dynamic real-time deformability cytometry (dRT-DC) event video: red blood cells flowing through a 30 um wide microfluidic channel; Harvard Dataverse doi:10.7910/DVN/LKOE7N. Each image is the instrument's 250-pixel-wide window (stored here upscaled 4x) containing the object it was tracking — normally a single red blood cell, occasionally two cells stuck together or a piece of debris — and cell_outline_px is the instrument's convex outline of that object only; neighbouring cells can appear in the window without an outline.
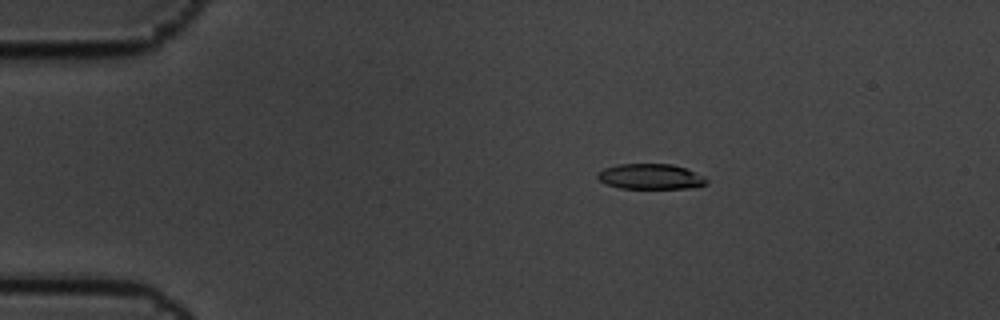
{"species": "common noctule bat (a hibernating species)", "species_latin": "Nyctalus noctula", "temperature_condition": "cold", "stored_images_in_passage": 4, "camera_frame_rate_fps": 3000, "um_per_image_px": 0.085, "animal": {"sex": "male", "body_mass_g": 19.5, "forearm_length_mm": 54.6}, "frame": {"image": 1, "passage_image": 2, "time_ms": 0.333, "image_size_px": [1000, 320], "cell_outline_px": [[708, 184], [688, 188], [620, 188], [608, 184], [600, 180], [596, 176], [604, 168], [620, 164], [672, 164], [684, 168], [704, 176], [708, 180]], "centroid_in_image_um": [55.32, 15.01], "position_along_channel_um": 29.7, "area_um2": 15.9}}